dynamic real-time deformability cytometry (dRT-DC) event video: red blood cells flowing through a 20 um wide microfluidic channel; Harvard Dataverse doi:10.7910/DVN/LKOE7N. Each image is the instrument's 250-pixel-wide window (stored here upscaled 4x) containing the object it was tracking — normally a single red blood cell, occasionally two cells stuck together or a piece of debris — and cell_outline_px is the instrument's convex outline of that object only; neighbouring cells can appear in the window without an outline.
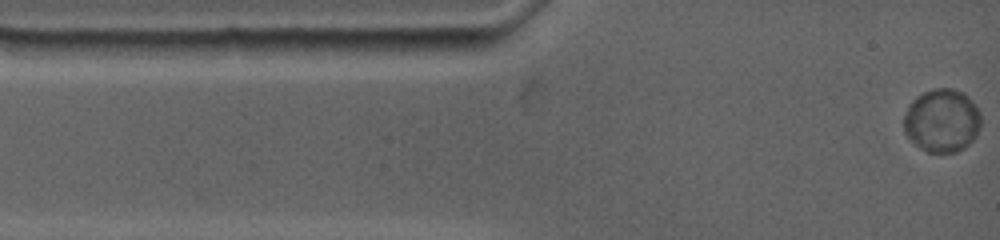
{"species": "common noctule bat (a hibernating species)", "species_latin": "Nyctalus noctula", "temperature_condition": "warm", "stored_images_in_passage": 96, "camera_frame_rate_fps": 4500, "um_per_image_px": 0.085, "animal": {"sex": "female", "body_mass_g": 19.0, "forearm_length_mm": 53.3}, "frame": {"image": 1, "passage_image": 1, "time_ms": 0.0, "image_size_px": [1000, 240], "cell_outline_px": [[980, 128], [976, 136], [964, 148], [956, 152], [928, 152], [920, 148], [904, 132], [904, 116], [912, 100], [916, 96], [924, 92], [936, 88], [952, 88], [964, 92], [976, 104], [980, 112]], "centroid_in_image_um": [80.09, 10.23], "position_along_channel_um": 4.9, "area_um2": 28.5}}
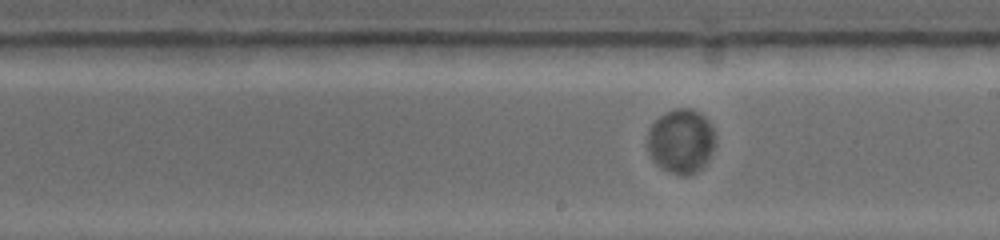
{"frame": {"image": 2, "passage_image": 44, "time_ms": 7.778, "image_size_px": [1000, 240], "cell_outline_px": [[716, 144], [708, 160], [696, 172], [688, 176], [680, 176], [656, 164], [648, 148], [648, 132], [652, 124], [660, 116], [676, 108], [692, 108], [700, 112], [708, 120], [712, 128], [716, 140]], "centroid_in_image_um": [57.93, 11.99], "position_along_channel_um": 231.1, "area_um2": 25.32}}
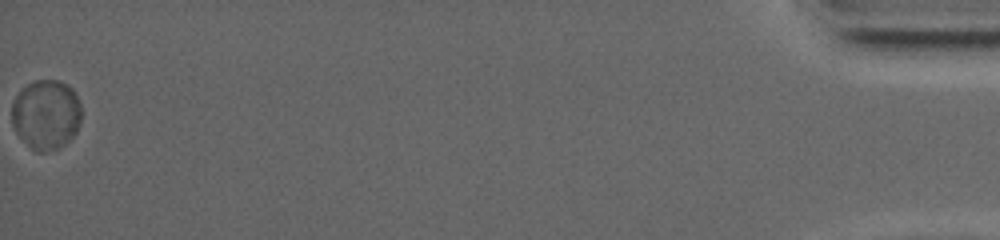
{"frame": {"image": 3, "passage_image": 96, "time_ms": 18.222, "image_size_px": [1000, 240], "cell_outline_px": [[80, 120], [76, 132], [64, 144], [56, 148], [44, 152], [40, 152], [32, 148], [16, 132], [12, 124], [12, 104], [20, 88], [36, 80], [56, 80], [68, 84], [72, 88], [80, 104]], "centroid_in_image_um": [3.91, 9.7], "position_along_channel_um": 431.3, "area_um2": 28.03}, "authors_computed_cell_mechanics": {"area_um2": 27.1949, "velocity_mm_per_s": 3.5266, "shape_relaxation_time_tau1_ms": 1.4388, "shape_relaxation_time_tau2_ms": null, "deformation_change_tau1": 0.0128, "deformation_change_tau2": null}}